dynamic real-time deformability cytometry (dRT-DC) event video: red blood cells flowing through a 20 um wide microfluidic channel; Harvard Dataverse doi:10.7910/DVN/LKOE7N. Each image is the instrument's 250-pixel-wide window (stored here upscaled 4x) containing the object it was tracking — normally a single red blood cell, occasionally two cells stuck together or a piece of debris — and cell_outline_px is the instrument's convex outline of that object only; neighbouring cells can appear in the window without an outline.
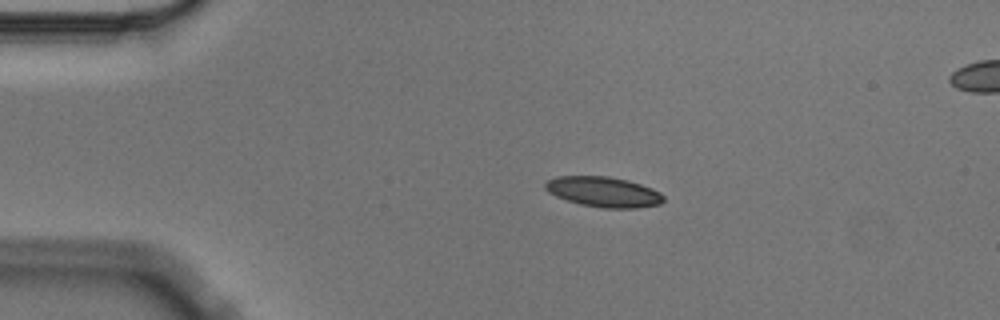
{"species": "Egyptian fruit bat (a non-hibernating species)", "species_latin": "Rousettus aegyptiacus", "temperature_condition": "cold", "stored_images_in_passage": 4, "camera_frame_rate_fps": 3000, "um_per_image_px": 0.085, "animal": {"sex": "male"}, "frame": {"image": 1, "passage_image": 2, "time_ms": 0.333, "image_size_px": [1000, 320], "cell_outline_px": [[664, 200], [660, 204], [636, 208], [604, 208], [580, 204], [556, 196], [548, 192], [544, 188], [544, 184], [548, 180], [556, 176], [608, 176], [628, 180], [652, 188], [660, 192], [664, 196]], "centroid_in_image_um": [51.3, 16.3], "position_along_channel_um": 33.7, "area_um2": 20.87}}